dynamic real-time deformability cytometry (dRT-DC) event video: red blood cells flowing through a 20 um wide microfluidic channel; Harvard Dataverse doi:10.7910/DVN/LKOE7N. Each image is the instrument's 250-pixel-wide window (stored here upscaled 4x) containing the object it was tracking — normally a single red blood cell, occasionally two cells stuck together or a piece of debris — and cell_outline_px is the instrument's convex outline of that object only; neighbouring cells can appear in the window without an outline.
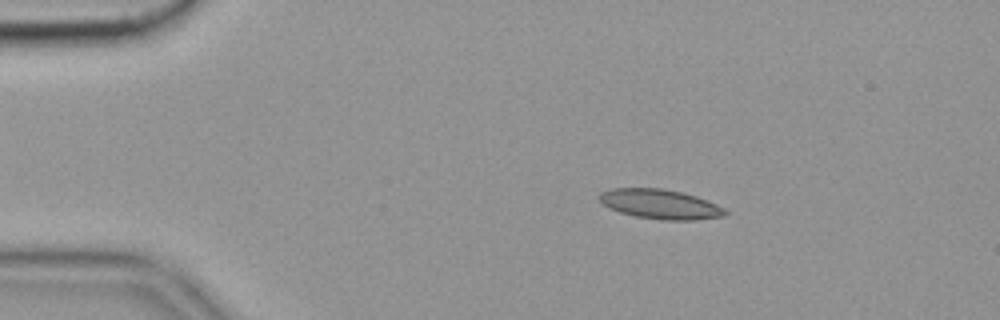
{"species": "common noctule bat (a hibernating species)", "species_latin": "Nyctalus noctula", "temperature_condition": "cold", "stored_images_in_passage": 54, "camera_frame_rate_fps": 3000, "um_per_image_px": 0.085, "animal": {"sex": "female", "body_mass_g": 19.9}, "frame": {"image": 1, "passage_image": 7, "time_ms": 2.0, "image_size_px": [1000, 320], "cell_outline_px": [[728, 212], [724, 216], [696, 220], [660, 220], [636, 216], [620, 212], [604, 204], [600, 200], [600, 192], [612, 188], [664, 188], [696, 196], [708, 200], [724, 208]], "centroid_in_image_um": [56.15, 17.35], "position_along_channel_um": 28.8, "area_um2": 21.62}}
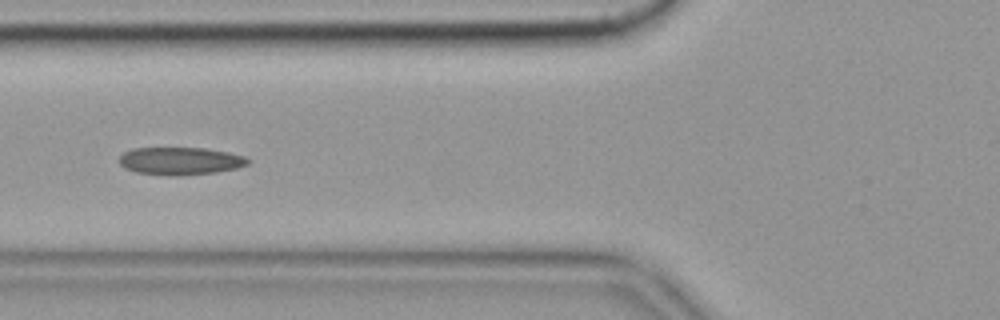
{"frame": {"image": 2, "passage_image": 19, "time_ms": 6.0, "image_size_px": [1000, 320], "cell_outline_px": [[252, 160], [248, 164], [236, 168], [216, 172], [176, 176], [172, 176], [136, 172], [124, 168], [120, 164], [120, 156], [124, 152], [132, 148], [204, 148], [228, 152], [244, 156]], "centroid_in_image_um": [15.33, 13.68], "position_along_channel_um": 110.5, "area_um2": 20.75}, "authors_computed_cell_mechanics": {"area_um2": 20.7213, "velocity_mm_per_s": 3.5268, "shape_relaxation_time_tau1_ms": null, "shape_relaxation_time_tau2_ms": 4.7579, "deformation_change_tau1": null, "deformation_change_tau2": 0.1136}}